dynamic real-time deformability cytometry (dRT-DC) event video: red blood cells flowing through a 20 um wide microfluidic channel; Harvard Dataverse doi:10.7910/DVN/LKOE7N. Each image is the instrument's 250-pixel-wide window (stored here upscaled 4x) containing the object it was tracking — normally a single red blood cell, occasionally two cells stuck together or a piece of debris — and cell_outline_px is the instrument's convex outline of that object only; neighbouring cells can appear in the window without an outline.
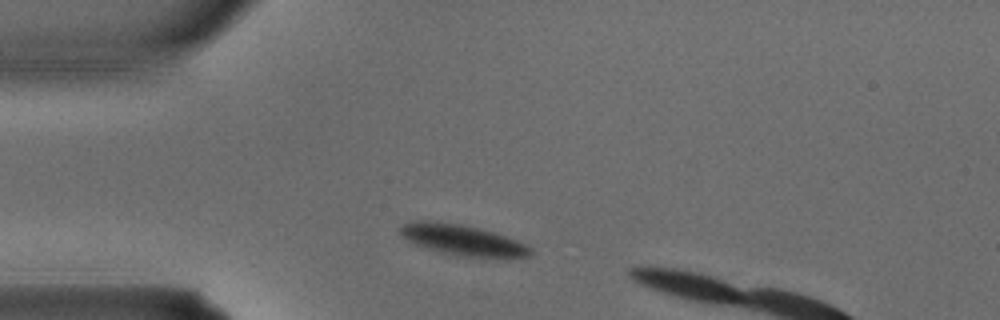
{"species": "common noctule bat (a hibernating species)", "species_latin": "Nyctalus noctula", "temperature_condition": "warm", "stored_images_in_passage": 2, "camera_frame_rate_fps": 3000, "um_per_image_px": 0.085, "animal": {"sex": "male", "body_mass_g": 15.6}, "frame": {"image": 1, "passage_image": 1, "time_ms": 0.0, "image_size_px": [1000, 320], "cell_outline_px": [[532, 252], [528, 256], [508, 260], [496, 260], [460, 256], [440, 252], [416, 244], [408, 240], [400, 232], [400, 228], [404, 224], [412, 220], [428, 220], [460, 224], [492, 232], [516, 240], [532, 248]], "centroid_in_image_um": [39.4, 20.45], "position_along_channel_um": 45.6, "area_um2": 23.64}}